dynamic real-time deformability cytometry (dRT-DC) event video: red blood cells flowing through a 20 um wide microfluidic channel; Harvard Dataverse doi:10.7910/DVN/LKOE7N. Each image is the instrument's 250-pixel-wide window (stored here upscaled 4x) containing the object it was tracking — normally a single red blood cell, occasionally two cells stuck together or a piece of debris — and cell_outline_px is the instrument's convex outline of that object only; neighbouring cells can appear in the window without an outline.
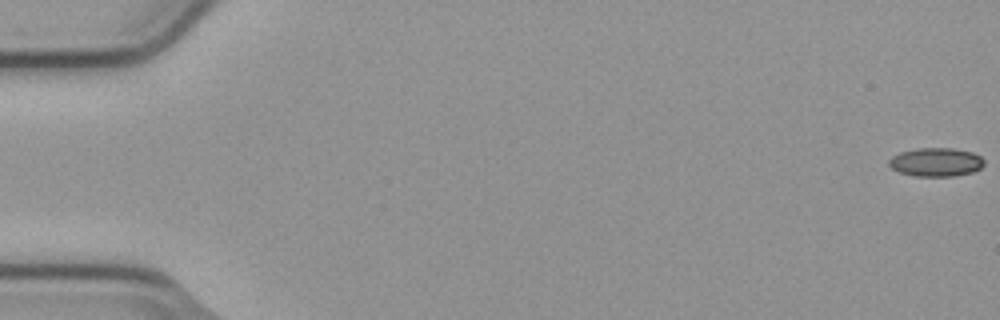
{"species": "common noctule bat (a hibernating species)", "species_latin": "Nyctalus noctula", "temperature_condition": "cold", "stored_images_in_passage": 16, "camera_frame_rate_fps": 3000, "um_per_image_px": 0.085, "animal": {"sex": "male", "body_mass_g": 23.1, "forearm_length_mm": 52.7}, "frame": {"image": 1, "passage_image": 1, "time_ms": 0.0, "image_size_px": [1000, 320], "cell_outline_px": [[984, 164], [980, 168], [972, 172], [952, 176], [912, 176], [900, 172], [892, 168], [888, 164], [888, 160], [892, 156], [900, 152], [916, 148], [952, 148], [972, 152], [980, 156], [984, 160]], "centroid_in_image_um": [79.54, 13.77], "position_along_channel_um": 5.5, "area_um2": 15.9}}
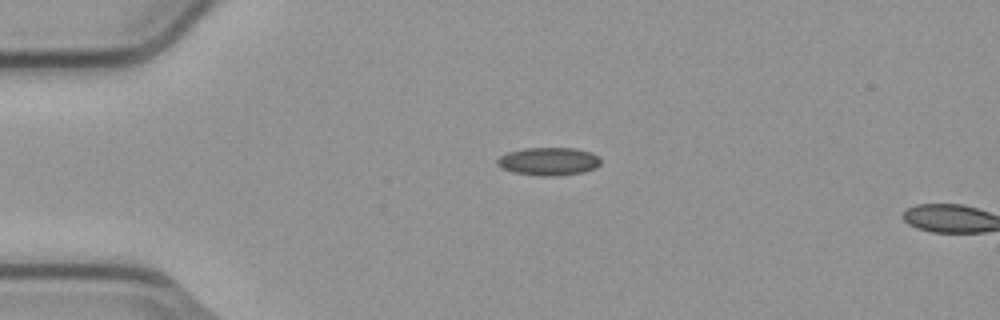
{"frame": {"image": 2, "passage_image": 14, "time_ms": 4.333, "image_size_px": [1000, 320], "cell_outline_px": [[600, 164], [596, 168], [584, 172], [556, 176], [540, 176], [512, 172], [500, 168], [496, 164], [496, 160], [500, 156], [508, 152], [524, 148], [572, 148], [592, 152], [600, 156]], "centroid_in_image_um": [46.63, 13.72], "position_along_channel_um": 38.4, "area_um2": 17.11}}